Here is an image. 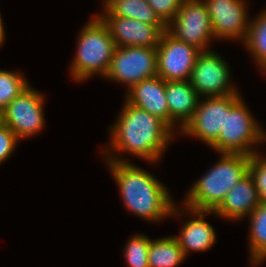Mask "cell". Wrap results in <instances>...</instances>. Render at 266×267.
Masks as SVG:
<instances>
[{"mask_svg":"<svg viewBox=\"0 0 266 267\" xmlns=\"http://www.w3.org/2000/svg\"><path fill=\"white\" fill-rule=\"evenodd\" d=\"M119 114L114 124L108 126L111 138L105 146L107 149H101L104 160L131 162L129 158L117 156V153H126L150 164H158L177 134L163 120L126 100Z\"/></svg>","mask_w":266,"mask_h":267,"instance_id":"obj_1","label":"cell"},{"mask_svg":"<svg viewBox=\"0 0 266 267\" xmlns=\"http://www.w3.org/2000/svg\"><path fill=\"white\" fill-rule=\"evenodd\" d=\"M105 164L117 183L125 209L150 223L171 216L175 200L154 174L131 162L106 160Z\"/></svg>","mask_w":266,"mask_h":267,"instance_id":"obj_2","label":"cell"},{"mask_svg":"<svg viewBox=\"0 0 266 267\" xmlns=\"http://www.w3.org/2000/svg\"><path fill=\"white\" fill-rule=\"evenodd\" d=\"M219 161L194 182L184 197L183 207L200 211H215L226 194L248 174L249 155L219 153Z\"/></svg>","mask_w":266,"mask_h":267,"instance_id":"obj_3","label":"cell"},{"mask_svg":"<svg viewBox=\"0 0 266 267\" xmlns=\"http://www.w3.org/2000/svg\"><path fill=\"white\" fill-rule=\"evenodd\" d=\"M78 34L75 56L69 65L70 77L83 83L97 75L103 78L111 64L116 45L107 25L97 15Z\"/></svg>","mask_w":266,"mask_h":267,"instance_id":"obj_4","label":"cell"},{"mask_svg":"<svg viewBox=\"0 0 266 267\" xmlns=\"http://www.w3.org/2000/svg\"><path fill=\"white\" fill-rule=\"evenodd\" d=\"M240 97L225 111L224 127L210 146L218 153H240L253 156L259 153L257 145L266 141V131L254 118L248 105Z\"/></svg>","mask_w":266,"mask_h":267,"instance_id":"obj_5","label":"cell"},{"mask_svg":"<svg viewBox=\"0 0 266 267\" xmlns=\"http://www.w3.org/2000/svg\"><path fill=\"white\" fill-rule=\"evenodd\" d=\"M166 31L179 41L209 51L215 40L210 15L203 0H183L177 15L166 25Z\"/></svg>","mask_w":266,"mask_h":267,"instance_id":"obj_6","label":"cell"},{"mask_svg":"<svg viewBox=\"0 0 266 267\" xmlns=\"http://www.w3.org/2000/svg\"><path fill=\"white\" fill-rule=\"evenodd\" d=\"M29 85L2 111V123L8 126L19 140L31 138L45 126V95Z\"/></svg>","mask_w":266,"mask_h":267,"instance_id":"obj_7","label":"cell"},{"mask_svg":"<svg viewBox=\"0 0 266 267\" xmlns=\"http://www.w3.org/2000/svg\"><path fill=\"white\" fill-rule=\"evenodd\" d=\"M157 76L156 48L116 47L109 70L104 76L129 90L140 81Z\"/></svg>","mask_w":266,"mask_h":267,"instance_id":"obj_8","label":"cell"},{"mask_svg":"<svg viewBox=\"0 0 266 267\" xmlns=\"http://www.w3.org/2000/svg\"><path fill=\"white\" fill-rule=\"evenodd\" d=\"M230 69L219 53L201 51L196 58L190 83L200 98L241 95L234 83L232 85Z\"/></svg>","mask_w":266,"mask_h":267,"instance_id":"obj_9","label":"cell"},{"mask_svg":"<svg viewBox=\"0 0 266 267\" xmlns=\"http://www.w3.org/2000/svg\"><path fill=\"white\" fill-rule=\"evenodd\" d=\"M240 97L241 95H227L200 98L195 113L179 133L195 137L210 147L217 140L221 127H224L225 111Z\"/></svg>","mask_w":266,"mask_h":267,"instance_id":"obj_10","label":"cell"},{"mask_svg":"<svg viewBox=\"0 0 266 267\" xmlns=\"http://www.w3.org/2000/svg\"><path fill=\"white\" fill-rule=\"evenodd\" d=\"M157 52V76L164 81H190L196 58L201 52L164 31Z\"/></svg>","mask_w":266,"mask_h":267,"instance_id":"obj_11","label":"cell"},{"mask_svg":"<svg viewBox=\"0 0 266 267\" xmlns=\"http://www.w3.org/2000/svg\"><path fill=\"white\" fill-rule=\"evenodd\" d=\"M210 15L214 37L244 43L250 19L246 0H203Z\"/></svg>","mask_w":266,"mask_h":267,"instance_id":"obj_12","label":"cell"},{"mask_svg":"<svg viewBox=\"0 0 266 267\" xmlns=\"http://www.w3.org/2000/svg\"><path fill=\"white\" fill-rule=\"evenodd\" d=\"M182 208L178 205H174L170 218L174 215L176 218L179 216L186 217V213L190 215L189 220H184L182 228H180L179 234L175 235L179 246L184 251L186 257L189 252H205L213 247L216 243L217 234L212 224L205 221L206 216L213 214V211H200L190 209L188 207ZM184 213V214H183ZM183 215V216H182Z\"/></svg>","mask_w":266,"mask_h":267,"instance_id":"obj_13","label":"cell"},{"mask_svg":"<svg viewBox=\"0 0 266 267\" xmlns=\"http://www.w3.org/2000/svg\"><path fill=\"white\" fill-rule=\"evenodd\" d=\"M107 25L116 47L156 48L166 25H152L132 18L99 16Z\"/></svg>","mask_w":266,"mask_h":267,"instance_id":"obj_14","label":"cell"},{"mask_svg":"<svg viewBox=\"0 0 266 267\" xmlns=\"http://www.w3.org/2000/svg\"><path fill=\"white\" fill-rule=\"evenodd\" d=\"M165 95L169 127L178 135L195 113L200 97L190 81H165Z\"/></svg>","mask_w":266,"mask_h":267,"instance_id":"obj_15","label":"cell"},{"mask_svg":"<svg viewBox=\"0 0 266 267\" xmlns=\"http://www.w3.org/2000/svg\"><path fill=\"white\" fill-rule=\"evenodd\" d=\"M125 92L124 99L128 103L160 118L169 126L165 81L161 77L144 79Z\"/></svg>","mask_w":266,"mask_h":267,"instance_id":"obj_16","label":"cell"},{"mask_svg":"<svg viewBox=\"0 0 266 267\" xmlns=\"http://www.w3.org/2000/svg\"><path fill=\"white\" fill-rule=\"evenodd\" d=\"M259 204L257 189L248 173L226 194L213 215L227 221H239L248 217Z\"/></svg>","mask_w":266,"mask_h":267,"instance_id":"obj_17","label":"cell"},{"mask_svg":"<svg viewBox=\"0 0 266 267\" xmlns=\"http://www.w3.org/2000/svg\"><path fill=\"white\" fill-rule=\"evenodd\" d=\"M98 16L132 18L152 25H165L146 0H106Z\"/></svg>","mask_w":266,"mask_h":267,"instance_id":"obj_18","label":"cell"},{"mask_svg":"<svg viewBox=\"0 0 266 267\" xmlns=\"http://www.w3.org/2000/svg\"><path fill=\"white\" fill-rule=\"evenodd\" d=\"M247 218L250 223L248 258L251 266L258 267L266 262V202H260Z\"/></svg>","mask_w":266,"mask_h":267,"instance_id":"obj_19","label":"cell"},{"mask_svg":"<svg viewBox=\"0 0 266 267\" xmlns=\"http://www.w3.org/2000/svg\"><path fill=\"white\" fill-rule=\"evenodd\" d=\"M187 257L175 236L150 239L149 267H179Z\"/></svg>","mask_w":266,"mask_h":267,"instance_id":"obj_20","label":"cell"},{"mask_svg":"<svg viewBox=\"0 0 266 267\" xmlns=\"http://www.w3.org/2000/svg\"><path fill=\"white\" fill-rule=\"evenodd\" d=\"M243 45L263 72L266 69V9L260 11L253 19L250 18L248 34Z\"/></svg>","mask_w":266,"mask_h":267,"instance_id":"obj_21","label":"cell"},{"mask_svg":"<svg viewBox=\"0 0 266 267\" xmlns=\"http://www.w3.org/2000/svg\"><path fill=\"white\" fill-rule=\"evenodd\" d=\"M29 85L23 73L0 69V110L2 111Z\"/></svg>","mask_w":266,"mask_h":267,"instance_id":"obj_22","label":"cell"},{"mask_svg":"<svg viewBox=\"0 0 266 267\" xmlns=\"http://www.w3.org/2000/svg\"><path fill=\"white\" fill-rule=\"evenodd\" d=\"M149 247L150 238L147 235L137 233L131 236L123 249L127 267H149Z\"/></svg>","mask_w":266,"mask_h":267,"instance_id":"obj_23","label":"cell"},{"mask_svg":"<svg viewBox=\"0 0 266 267\" xmlns=\"http://www.w3.org/2000/svg\"><path fill=\"white\" fill-rule=\"evenodd\" d=\"M248 173L253 178L260 202H266V155L259 152L251 156Z\"/></svg>","mask_w":266,"mask_h":267,"instance_id":"obj_24","label":"cell"},{"mask_svg":"<svg viewBox=\"0 0 266 267\" xmlns=\"http://www.w3.org/2000/svg\"><path fill=\"white\" fill-rule=\"evenodd\" d=\"M159 19L167 25L179 12L183 0H146Z\"/></svg>","mask_w":266,"mask_h":267,"instance_id":"obj_25","label":"cell"},{"mask_svg":"<svg viewBox=\"0 0 266 267\" xmlns=\"http://www.w3.org/2000/svg\"><path fill=\"white\" fill-rule=\"evenodd\" d=\"M19 142L20 140L8 126L0 124V165L12 156Z\"/></svg>","mask_w":266,"mask_h":267,"instance_id":"obj_26","label":"cell"},{"mask_svg":"<svg viewBox=\"0 0 266 267\" xmlns=\"http://www.w3.org/2000/svg\"><path fill=\"white\" fill-rule=\"evenodd\" d=\"M3 19L1 17V13H0V48L3 46L4 42H5V28H4V23H3Z\"/></svg>","mask_w":266,"mask_h":267,"instance_id":"obj_27","label":"cell"},{"mask_svg":"<svg viewBox=\"0 0 266 267\" xmlns=\"http://www.w3.org/2000/svg\"><path fill=\"white\" fill-rule=\"evenodd\" d=\"M0 124H2L1 110H0Z\"/></svg>","mask_w":266,"mask_h":267,"instance_id":"obj_28","label":"cell"}]
</instances>
